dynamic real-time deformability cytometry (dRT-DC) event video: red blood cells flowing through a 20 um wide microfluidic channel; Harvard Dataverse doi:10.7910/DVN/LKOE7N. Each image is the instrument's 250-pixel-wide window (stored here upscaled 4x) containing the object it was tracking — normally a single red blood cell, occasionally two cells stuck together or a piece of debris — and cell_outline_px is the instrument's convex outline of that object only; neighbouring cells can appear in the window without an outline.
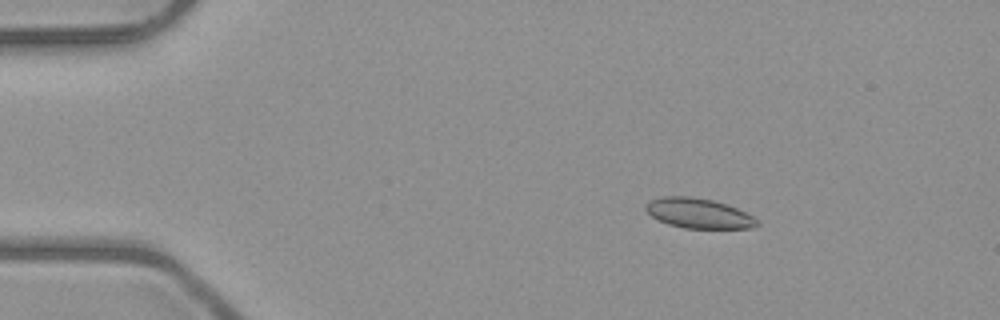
{"species": "common noctule bat (a hibernating species)", "species_latin": "Nyctalus noctula", "temperature_condition": "room temperature", "stored_images_in_passage": 4, "camera_frame_rate_fps": 3000, "um_per_image_px": 0.085, "animal": {"sex": "male", "body_mass_g": 23.1, "forearm_length_mm": 52.7}, "frame": {"image": 1, "passage_image": 3, "time_ms": 2.333, "image_size_px": [1000, 320], "cell_outline_px": [[760, 224], [756, 228], [684, 228], [668, 224], [652, 216], [644, 208], [644, 204], [652, 200], [664, 196], [692, 196], [712, 200], [736, 208], [752, 216]], "centroid_in_image_um": [59.37, 18.13], "position_along_channel_um": 25.6, "area_um2": 19.25}}